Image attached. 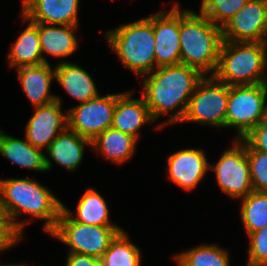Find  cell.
<instances>
[{
    "mask_svg": "<svg viewBox=\"0 0 267 266\" xmlns=\"http://www.w3.org/2000/svg\"><path fill=\"white\" fill-rule=\"evenodd\" d=\"M62 210L70 216L73 221L98 226H118L109 220V209L102 195L94 188H88L81 196L77 204V213L73 215L64 204ZM76 216L75 218L72 217Z\"/></svg>",
    "mask_w": 267,
    "mask_h": 266,
    "instance_id": "cb8c5ba5",
    "label": "cell"
},
{
    "mask_svg": "<svg viewBox=\"0 0 267 266\" xmlns=\"http://www.w3.org/2000/svg\"><path fill=\"white\" fill-rule=\"evenodd\" d=\"M241 199L240 218L248 236L267 226V192L253 190Z\"/></svg>",
    "mask_w": 267,
    "mask_h": 266,
    "instance_id": "4316f807",
    "label": "cell"
},
{
    "mask_svg": "<svg viewBox=\"0 0 267 266\" xmlns=\"http://www.w3.org/2000/svg\"><path fill=\"white\" fill-rule=\"evenodd\" d=\"M86 145L92 146V141L66 128L46 149L50 158L66 170L75 171L84 157Z\"/></svg>",
    "mask_w": 267,
    "mask_h": 266,
    "instance_id": "ffe728a7",
    "label": "cell"
},
{
    "mask_svg": "<svg viewBox=\"0 0 267 266\" xmlns=\"http://www.w3.org/2000/svg\"><path fill=\"white\" fill-rule=\"evenodd\" d=\"M177 266H230L225 249L216 244H202L174 256Z\"/></svg>",
    "mask_w": 267,
    "mask_h": 266,
    "instance_id": "484cf974",
    "label": "cell"
},
{
    "mask_svg": "<svg viewBox=\"0 0 267 266\" xmlns=\"http://www.w3.org/2000/svg\"><path fill=\"white\" fill-rule=\"evenodd\" d=\"M179 36L180 64L194 67L203 75H213L223 42L222 28L201 13L179 7Z\"/></svg>",
    "mask_w": 267,
    "mask_h": 266,
    "instance_id": "3957f363",
    "label": "cell"
},
{
    "mask_svg": "<svg viewBox=\"0 0 267 266\" xmlns=\"http://www.w3.org/2000/svg\"><path fill=\"white\" fill-rule=\"evenodd\" d=\"M156 68L180 64L179 5L153 15Z\"/></svg>",
    "mask_w": 267,
    "mask_h": 266,
    "instance_id": "7c38bea8",
    "label": "cell"
},
{
    "mask_svg": "<svg viewBox=\"0 0 267 266\" xmlns=\"http://www.w3.org/2000/svg\"><path fill=\"white\" fill-rule=\"evenodd\" d=\"M267 83L229 86L225 127H234L243 139L264 121Z\"/></svg>",
    "mask_w": 267,
    "mask_h": 266,
    "instance_id": "52a82bcc",
    "label": "cell"
},
{
    "mask_svg": "<svg viewBox=\"0 0 267 266\" xmlns=\"http://www.w3.org/2000/svg\"><path fill=\"white\" fill-rule=\"evenodd\" d=\"M265 124H267V103H266V108H265V115H264V121Z\"/></svg>",
    "mask_w": 267,
    "mask_h": 266,
    "instance_id": "d590c367",
    "label": "cell"
},
{
    "mask_svg": "<svg viewBox=\"0 0 267 266\" xmlns=\"http://www.w3.org/2000/svg\"><path fill=\"white\" fill-rule=\"evenodd\" d=\"M123 229L110 242L108 249L100 258L102 266H141V251Z\"/></svg>",
    "mask_w": 267,
    "mask_h": 266,
    "instance_id": "d4e9b609",
    "label": "cell"
},
{
    "mask_svg": "<svg viewBox=\"0 0 267 266\" xmlns=\"http://www.w3.org/2000/svg\"><path fill=\"white\" fill-rule=\"evenodd\" d=\"M246 155L254 191L267 192V153L253 150L246 143Z\"/></svg>",
    "mask_w": 267,
    "mask_h": 266,
    "instance_id": "f1b7e54d",
    "label": "cell"
},
{
    "mask_svg": "<svg viewBox=\"0 0 267 266\" xmlns=\"http://www.w3.org/2000/svg\"><path fill=\"white\" fill-rule=\"evenodd\" d=\"M41 150L31 145L26 138L24 141L17 139L0 129V154L14 164L41 172L50 171L52 162Z\"/></svg>",
    "mask_w": 267,
    "mask_h": 266,
    "instance_id": "ac0fdd59",
    "label": "cell"
},
{
    "mask_svg": "<svg viewBox=\"0 0 267 266\" xmlns=\"http://www.w3.org/2000/svg\"><path fill=\"white\" fill-rule=\"evenodd\" d=\"M224 41L267 42V0H248L222 28Z\"/></svg>",
    "mask_w": 267,
    "mask_h": 266,
    "instance_id": "8fae6325",
    "label": "cell"
},
{
    "mask_svg": "<svg viewBox=\"0 0 267 266\" xmlns=\"http://www.w3.org/2000/svg\"><path fill=\"white\" fill-rule=\"evenodd\" d=\"M132 92H122L116 100L113 113L112 128L129 134L138 140L139 130L144 124H151L154 120L143 97L131 98Z\"/></svg>",
    "mask_w": 267,
    "mask_h": 266,
    "instance_id": "2e32d148",
    "label": "cell"
},
{
    "mask_svg": "<svg viewBox=\"0 0 267 266\" xmlns=\"http://www.w3.org/2000/svg\"><path fill=\"white\" fill-rule=\"evenodd\" d=\"M246 266H267V226L248 235Z\"/></svg>",
    "mask_w": 267,
    "mask_h": 266,
    "instance_id": "f546056e",
    "label": "cell"
},
{
    "mask_svg": "<svg viewBox=\"0 0 267 266\" xmlns=\"http://www.w3.org/2000/svg\"><path fill=\"white\" fill-rule=\"evenodd\" d=\"M229 86L213 75H204L198 82L181 122L225 127Z\"/></svg>",
    "mask_w": 267,
    "mask_h": 266,
    "instance_id": "ba28073f",
    "label": "cell"
},
{
    "mask_svg": "<svg viewBox=\"0 0 267 266\" xmlns=\"http://www.w3.org/2000/svg\"><path fill=\"white\" fill-rule=\"evenodd\" d=\"M168 178L173 183L191 191L202 180L210 164L201 149H182L167 158Z\"/></svg>",
    "mask_w": 267,
    "mask_h": 266,
    "instance_id": "5bb4252c",
    "label": "cell"
},
{
    "mask_svg": "<svg viewBox=\"0 0 267 266\" xmlns=\"http://www.w3.org/2000/svg\"><path fill=\"white\" fill-rule=\"evenodd\" d=\"M23 21L28 25L14 41L8 53V63L10 68H20L28 66H38L49 63L46 57L42 56L40 47L38 28L23 16Z\"/></svg>",
    "mask_w": 267,
    "mask_h": 266,
    "instance_id": "7402d4cb",
    "label": "cell"
},
{
    "mask_svg": "<svg viewBox=\"0 0 267 266\" xmlns=\"http://www.w3.org/2000/svg\"><path fill=\"white\" fill-rule=\"evenodd\" d=\"M33 24L38 28L42 56L45 52L53 57L63 58L70 56L78 49V38L74 35L78 26Z\"/></svg>",
    "mask_w": 267,
    "mask_h": 266,
    "instance_id": "44dd1931",
    "label": "cell"
},
{
    "mask_svg": "<svg viewBox=\"0 0 267 266\" xmlns=\"http://www.w3.org/2000/svg\"><path fill=\"white\" fill-rule=\"evenodd\" d=\"M16 70L23 91L33 107L56 101L57 96L50 92L51 83L55 79V70L49 63L20 67Z\"/></svg>",
    "mask_w": 267,
    "mask_h": 266,
    "instance_id": "e0dca14e",
    "label": "cell"
},
{
    "mask_svg": "<svg viewBox=\"0 0 267 266\" xmlns=\"http://www.w3.org/2000/svg\"><path fill=\"white\" fill-rule=\"evenodd\" d=\"M22 237L11 224H0V252L14 246Z\"/></svg>",
    "mask_w": 267,
    "mask_h": 266,
    "instance_id": "1f68e13d",
    "label": "cell"
},
{
    "mask_svg": "<svg viewBox=\"0 0 267 266\" xmlns=\"http://www.w3.org/2000/svg\"><path fill=\"white\" fill-rule=\"evenodd\" d=\"M267 42L224 41L213 76L227 84L267 83Z\"/></svg>",
    "mask_w": 267,
    "mask_h": 266,
    "instance_id": "277c9868",
    "label": "cell"
},
{
    "mask_svg": "<svg viewBox=\"0 0 267 266\" xmlns=\"http://www.w3.org/2000/svg\"><path fill=\"white\" fill-rule=\"evenodd\" d=\"M248 0H202L200 13L223 28Z\"/></svg>",
    "mask_w": 267,
    "mask_h": 266,
    "instance_id": "83f0119b",
    "label": "cell"
},
{
    "mask_svg": "<svg viewBox=\"0 0 267 266\" xmlns=\"http://www.w3.org/2000/svg\"><path fill=\"white\" fill-rule=\"evenodd\" d=\"M0 198L6 219L21 236L29 221H17L19 214L45 220L43 229L49 234L63 204L46 186L29 178L0 179Z\"/></svg>",
    "mask_w": 267,
    "mask_h": 266,
    "instance_id": "7a4b0ae2",
    "label": "cell"
},
{
    "mask_svg": "<svg viewBox=\"0 0 267 266\" xmlns=\"http://www.w3.org/2000/svg\"><path fill=\"white\" fill-rule=\"evenodd\" d=\"M54 70L55 81L80 103L100 95L92 77L80 65L68 61H60Z\"/></svg>",
    "mask_w": 267,
    "mask_h": 266,
    "instance_id": "d6986e66",
    "label": "cell"
},
{
    "mask_svg": "<svg viewBox=\"0 0 267 266\" xmlns=\"http://www.w3.org/2000/svg\"><path fill=\"white\" fill-rule=\"evenodd\" d=\"M123 66L145 76L156 69L153 15L112 28L105 34Z\"/></svg>",
    "mask_w": 267,
    "mask_h": 266,
    "instance_id": "5b68a950",
    "label": "cell"
},
{
    "mask_svg": "<svg viewBox=\"0 0 267 266\" xmlns=\"http://www.w3.org/2000/svg\"><path fill=\"white\" fill-rule=\"evenodd\" d=\"M146 75L142 79V97L152 119L155 121L166 113H172L157 129L180 123L189 99L204 75L198 69L183 64L157 67Z\"/></svg>",
    "mask_w": 267,
    "mask_h": 266,
    "instance_id": "6da1fadb",
    "label": "cell"
},
{
    "mask_svg": "<svg viewBox=\"0 0 267 266\" xmlns=\"http://www.w3.org/2000/svg\"><path fill=\"white\" fill-rule=\"evenodd\" d=\"M243 140L253 149L267 153V124L261 122Z\"/></svg>",
    "mask_w": 267,
    "mask_h": 266,
    "instance_id": "4dcf8cb0",
    "label": "cell"
},
{
    "mask_svg": "<svg viewBox=\"0 0 267 266\" xmlns=\"http://www.w3.org/2000/svg\"><path fill=\"white\" fill-rule=\"evenodd\" d=\"M121 94L99 95L67 110V128L92 141L112 126L116 100Z\"/></svg>",
    "mask_w": 267,
    "mask_h": 266,
    "instance_id": "30bf717a",
    "label": "cell"
},
{
    "mask_svg": "<svg viewBox=\"0 0 267 266\" xmlns=\"http://www.w3.org/2000/svg\"><path fill=\"white\" fill-rule=\"evenodd\" d=\"M0 224H11L7 219L3 211L1 198H0Z\"/></svg>",
    "mask_w": 267,
    "mask_h": 266,
    "instance_id": "836d02e7",
    "label": "cell"
},
{
    "mask_svg": "<svg viewBox=\"0 0 267 266\" xmlns=\"http://www.w3.org/2000/svg\"><path fill=\"white\" fill-rule=\"evenodd\" d=\"M0 266H27V265H23V264H14L13 265V264H10V263L9 264L5 263V264H0Z\"/></svg>",
    "mask_w": 267,
    "mask_h": 266,
    "instance_id": "e575fe53",
    "label": "cell"
},
{
    "mask_svg": "<svg viewBox=\"0 0 267 266\" xmlns=\"http://www.w3.org/2000/svg\"><path fill=\"white\" fill-rule=\"evenodd\" d=\"M59 96L56 101L34 107V114L27 122L26 140L34 147L46 150L52 141L67 128V113L62 112Z\"/></svg>",
    "mask_w": 267,
    "mask_h": 266,
    "instance_id": "4fadbf2b",
    "label": "cell"
},
{
    "mask_svg": "<svg viewBox=\"0 0 267 266\" xmlns=\"http://www.w3.org/2000/svg\"><path fill=\"white\" fill-rule=\"evenodd\" d=\"M65 266H102L101 260L79 253H68Z\"/></svg>",
    "mask_w": 267,
    "mask_h": 266,
    "instance_id": "d6a6232c",
    "label": "cell"
},
{
    "mask_svg": "<svg viewBox=\"0 0 267 266\" xmlns=\"http://www.w3.org/2000/svg\"><path fill=\"white\" fill-rule=\"evenodd\" d=\"M21 1V16L32 23L78 26L79 0Z\"/></svg>",
    "mask_w": 267,
    "mask_h": 266,
    "instance_id": "9a60e30c",
    "label": "cell"
},
{
    "mask_svg": "<svg viewBox=\"0 0 267 266\" xmlns=\"http://www.w3.org/2000/svg\"><path fill=\"white\" fill-rule=\"evenodd\" d=\"M122 230L119 226L82 224L73 221L61 210L56 226L49 234L67 244L70 248L68 253H79L100 259L110 242Z\"/></svg>",
    "mask_w": 267,
    "mask_h": 266,
    "instance_id": "8992f818",
    "label": "cell"
},
{
    "mask_svg": "<svg viewBox=\"0 0 267 266\" xmlns=\"http://www.w3.org/2000/svg\"><path fill=\"white\" fill-rule=\"evenodd\" d=\"M137 142L133 136L110 127L92 140V147L105 159L119 165L133 156Z\"/></svg>",
    "mask_w": 267,
    "mask_h": 266,
    "instance_id": "603a6c76",
    "label": "cell"
},
{
    "mask_svg": "<svg viewBox=\"0 0 267 266\" xmlns=\"http://www.w3.org/2000/svg\"><path fill=\"white\" fill-rule=\"evenodd\" d=\"M232 143V148L225 150L218 162L210 165L209 169L215 171L217 183L226 195L241 200L253 191V185L246 155V142L243 139H235Z\"/></svg>",
    "mask_w": 267,
    "mask_h": 266,
    "instance_id": "9c48e42d",
    "label": "cell"
}]
</instances>
